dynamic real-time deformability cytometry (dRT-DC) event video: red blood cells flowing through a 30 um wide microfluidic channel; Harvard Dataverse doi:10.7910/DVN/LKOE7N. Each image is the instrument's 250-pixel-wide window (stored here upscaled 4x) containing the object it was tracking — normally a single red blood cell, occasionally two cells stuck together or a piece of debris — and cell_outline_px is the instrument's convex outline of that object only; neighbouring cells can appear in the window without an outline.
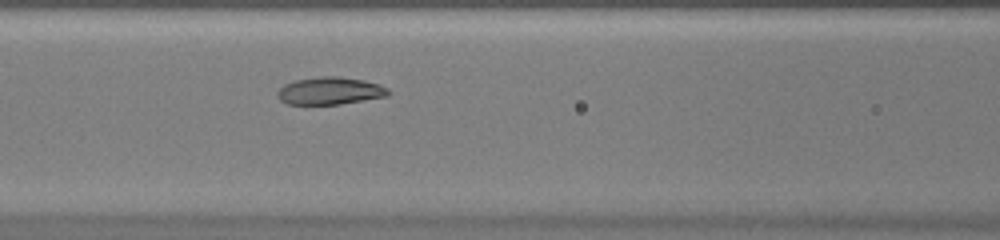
{"species": "common noctule bat (a hibernating species)", "species_latin": "Nyctalus noctula", "temperature_condition": "warm", "stored_images_in_passage": 42, "camera_frame_rate_fps": 3000, "um_per_image_px": 0.085, "animal": {"sex": "female", "body_mass_g": 20.0, "forearm_length_mm": 54.0}, "frame": {"image": 1, "passage_image": 13, "time_ms": 4.0, "image_size_px": [1000, 240], "cell_outline_px": [[392, 92], [388, 96], [340, 104], [288, 104], [280, 100], [276, 96], [276, 92], [284, 84], [296, 80], [320, 76], [340, 76], [364, 80], [388, 88]], "centroid_in_image_um": [28.04, 7.72], "position_along_channel_um": 138.6, "area_um2": 17.8}}
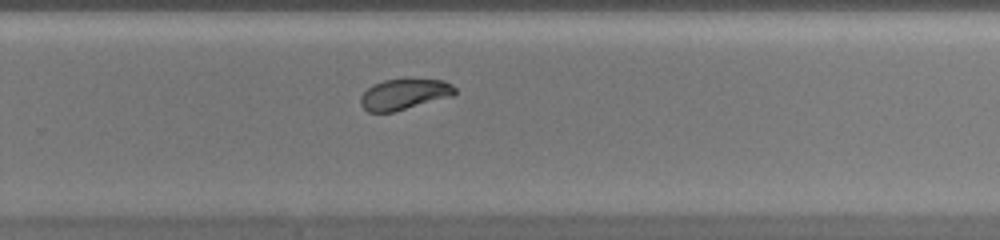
{"frame": {"image": 2, "passage_image": 25, "time_ms": 8.0, "image_size_px": [1000, 240], "cell_outline_px": [[456, 92], [452, 96], [392, 112], [368, 112], [360, 104], [360, 96], [372, 84], [384, 80], [444, 80], [452, 84], [456, 88]], "centroid_in_image_um": [34.34, 8.02], "position_along_channel_um": 295.5, "area_um2": 16.65}}
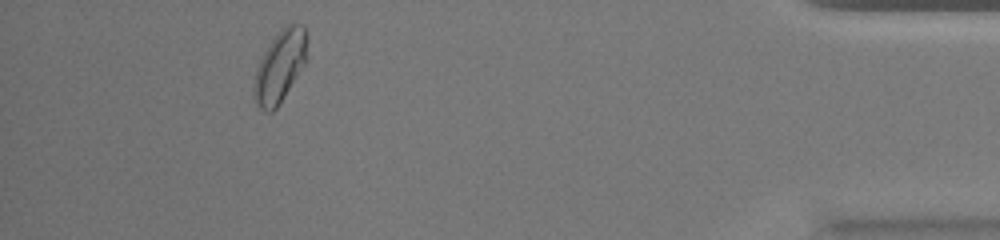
{"frame": {"image": 3, "passage_image": 38, "time_ms": 12.333, "image_size_px": [1000, 240], "cell_outline_px": [[308, 60], [280, 104], [272, 112], [268, 112], [260, 108], [256, 104], [252, 96], [252, 84], [256, 68], [268, 44], [276, 32], [288, 24], [304, 24], [308, 40]], "centroid_in_image_um": [23.81, 5.64], "position_along_channel_um": 411.4, "area_um2": 23.0}, "authors_computed_cell_mechanics": {"area_um2": 18.4093, "velocity_mm_per_s": 3.9324, "shape_relaxation_time_tau1_ms": 2.3624, "shape_relaxation_time_tau2_ms": 1.7014, "deformation_change_tau1": 0.1248, "deformation_change_tau2": 0.0351}}